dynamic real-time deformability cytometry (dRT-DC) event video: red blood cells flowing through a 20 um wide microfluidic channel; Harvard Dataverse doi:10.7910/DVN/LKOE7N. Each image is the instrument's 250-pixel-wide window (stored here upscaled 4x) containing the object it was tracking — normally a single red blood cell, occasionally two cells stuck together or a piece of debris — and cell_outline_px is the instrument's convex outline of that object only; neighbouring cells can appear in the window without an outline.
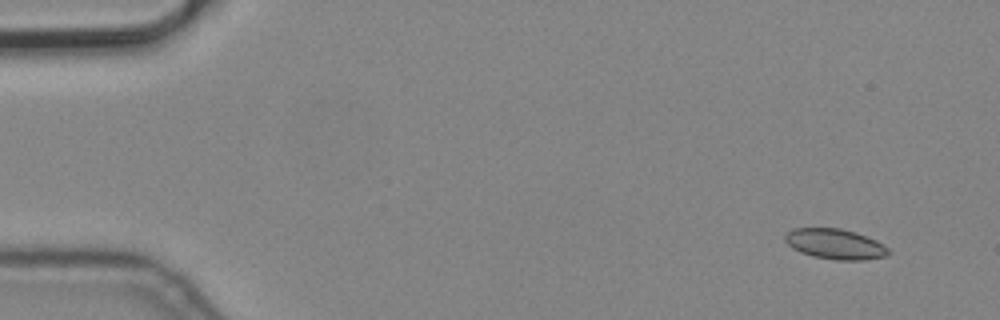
{"species": "common noctule bat (a hibernating species)", "species_latin": "Nyctalus noctula", "temperature_condition": "cold", "stored_images_in_passage": 9, "camera_frame_rate_fps": 3000, "um_per_image_px": 0.085, "animal": {"sex": "male", "body_mass_g": 19.2, "forearm_length_mm": 51.8}, "frame": {"image": 1, "passage_image": 1, "time_ms": 0.0, "image_size_px": [1000, 320], "cell_outline_px": [[892, 252], [884, 256], [864, 260], [836, 260], [812, 256], [800, 252], [792, 248], [784, 240], [784, 236], [792, 228], [840, 228], [856, 232], [876, 240], [888, 248]], "centroid_in_image_um": [70.98, 20.74], "position_along_channel_um": 14.0, "area_um2": 18.32}}
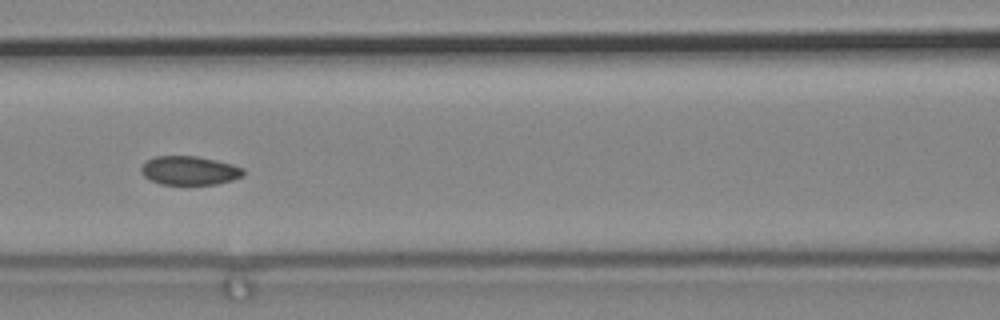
{"frame": {"image": 2, "passage_image": 7, "time_ms": 2.0, "image_size_px": [1000, 320], "cell_outline_px": [[244, 176], [232, 180], [216, 184], [160, 184], [144, 176], [140, 172], [140, 168], [148, 160], [156, 156], [196, 156], [216, 160], [232, 164], [244, 168]], "centroid_in_image_um": [16.13, 14.49], "position_along_channel_um": 150.5, "area_um2": 17.11}}
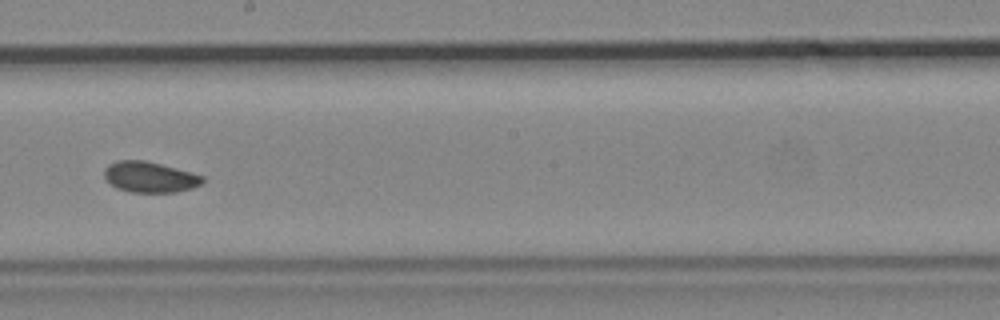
{"frame": {"image": 3, "passage_image": 9, "time_ms": 2.667, "image_size_px": [1000, 320], "cell_outline_px": [[204, 180], [200, 184], [192, 188], [176, 192], [128, 192], [116, 188], [104, 176], [104, 168], [108, 164], [116, 160], [144, 160], [160, 164], [204, 176]], "centroid_in_image_um": [12.7, 15.05], "position_along_channel_um": 235.5, "area_um2": 17.51}}